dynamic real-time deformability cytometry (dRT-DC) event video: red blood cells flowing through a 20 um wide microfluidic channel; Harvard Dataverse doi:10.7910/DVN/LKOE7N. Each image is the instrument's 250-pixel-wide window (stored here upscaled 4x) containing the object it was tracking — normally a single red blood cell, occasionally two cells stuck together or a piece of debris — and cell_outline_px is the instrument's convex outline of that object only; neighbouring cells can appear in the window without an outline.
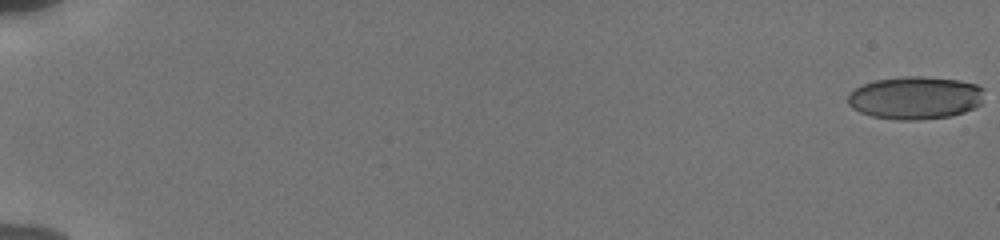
{"species": "human", "species_latin": "Homo sapiens", "temperature_condition": "cold", "stored_images_in_passage": 13, "camera_frame_rate_fps": 3000, "um_per_image_px": 0.085, "donor": {"sex": "male"}, "frame": {"image": 1, "passage_image": 1, "time_ms": 0.0, "image_size_px": [1000, 240], "cell_outline_px": [[984, 88], [980, 104], [976, 108], [952, 116], [920, 120], [900, 120], [872, 116], [860, 112], [852, 108], [848, 104], [848, 92], [864, 84], [876, 80], [904, 76], [924, 76], [960, 80], [976, 84]], "centroid_in_image_um": [77.81, 8.31], "position_along_channel_um": 7.2, "area_um2": 34.28}}